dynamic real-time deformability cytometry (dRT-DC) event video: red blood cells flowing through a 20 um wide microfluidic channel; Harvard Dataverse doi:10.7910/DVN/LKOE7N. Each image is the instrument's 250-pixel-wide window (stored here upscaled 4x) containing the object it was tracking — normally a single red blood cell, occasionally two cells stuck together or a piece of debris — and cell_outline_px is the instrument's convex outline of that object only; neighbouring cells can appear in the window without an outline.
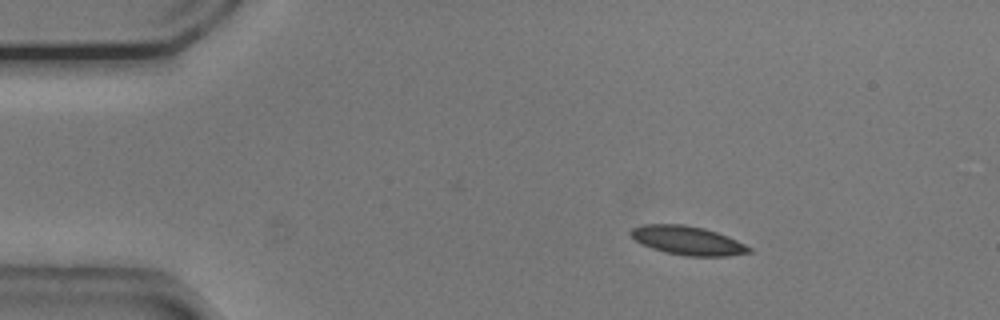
{"species": "common noctule bat (a hibernating species)", "species_latin": "Nyctalus noctula", "temperature_condition": "cold", "stored_images_in_passage": 46, "camera_frame_rate_fps": 3000, "um_per_image_px": 0.085, "animal": {"sex": "male", "body_mass_g": 20.5, "forearm_length_mm": 52.5}, "frame": {"image": 1, "passage_image": 1, "time_ms": 0.0, "image_size_px": [1000, 320], "cell_outline_px": [[752, 252], [728, 256], [688, 256], [664, 252], [640, 244], [628, 232], [632, 228], [640, 224], [684, 224], [704, 228], [728, 236], [752, 248]], "centroid_in_image_um": [58.42, 20.44], "position_along_channel_um": 26.6, "area_um2": 19.94}}
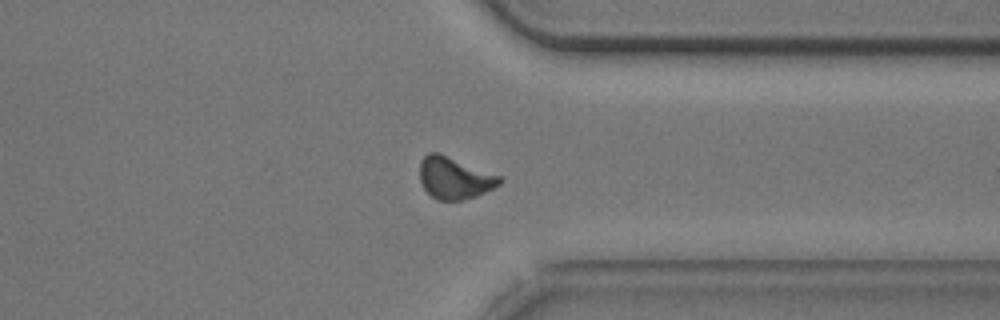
{"frame": {"image": 2, "passage_image": 34, "time_ms": 11.0, "image_size_px": [1000, 320], "cell_outline_px": [[504, 180], [500, 184], [476, 196], [460, 200], [436, 200], [424, 188], [420, 180], [420, 160], [428, 152], [440, 152], [500, 176]], "centroid_in_image_um": [38.61, 15.11], "position_along_channel_um": 372.8, "area_um2": 19.48}}
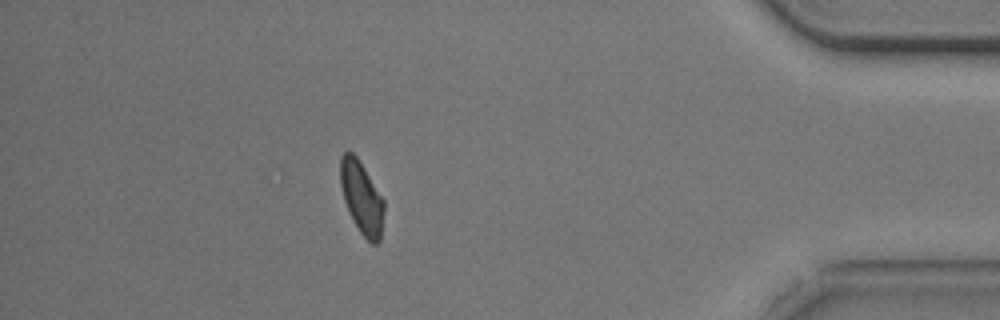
{"frame": {"image": 3, "passage_image": 40, "time_ms": 13.0, "image_size_px": [1000, 320], "cell_outline_px": [[384, 208], [380, 240], [376, 244], [372, 244], [360, 232], [352, 220], [348, 212], [344, 200], [340, 184], [340, 156], [344, 152], [352, 152], [356, 156], [364, 168], [384, 200]], "centroid_in_image_um": [30.72, 16.8], "position_along_channel_um": 404.5, "area_um2": 18.32}, "authors_computed_cell_mechanics": {"area_um2": 19.7965, "velocity_mm_per_s": 3.7323, "shape_relaxation_time_tau1_ms": 3.9771, "shape_relaxation_time_tau2_ms": null, "deformation_change_tau1": 0.0942, "deformation_change_tau2": null}}